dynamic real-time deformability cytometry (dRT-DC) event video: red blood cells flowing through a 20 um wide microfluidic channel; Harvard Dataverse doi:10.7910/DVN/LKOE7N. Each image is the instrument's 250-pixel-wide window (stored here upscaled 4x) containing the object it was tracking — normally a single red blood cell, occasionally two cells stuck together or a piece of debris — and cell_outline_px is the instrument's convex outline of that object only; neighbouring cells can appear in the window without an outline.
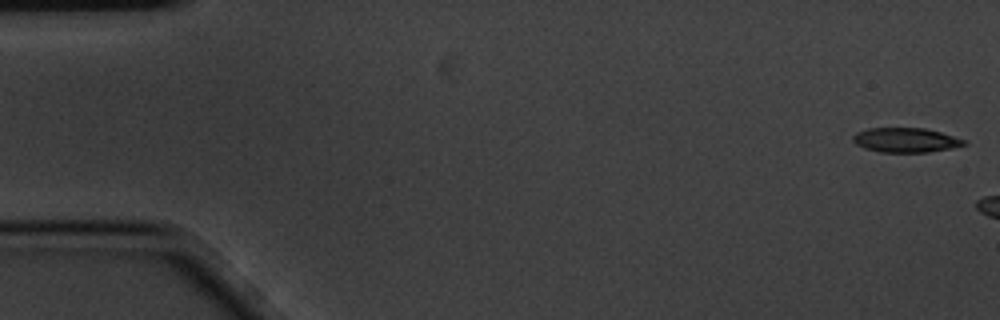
{"species": "common noctule bat (a hibernating species)", "species_latin": "Nyctalus noctula", "temperature_condition": "cold", "stored_images_in_passage": 3, "camera_frame_rate_fps": 3000, "um_per_image_px": 0.085, "animal": {"sex": "male", "body_mass_g": 20.1, "forearm_length_mm": 53.5}, "frame": {"image": 1, "passage_image": 1, "time_ms": 0.0, "image_size_px": [1000, 320], "cell_outline_px": [[968, 144], [928, 152], [880, 152], [864, 148], [856, 144], [852, 140], [852, 136], [856, 132], [868, 128], [924, 128], [940, 132], [968, 140]], "centroid_in_image_um": [76.97, 11.9], "position_along_channel_um": 8.0, "area_um2": 15.9}}